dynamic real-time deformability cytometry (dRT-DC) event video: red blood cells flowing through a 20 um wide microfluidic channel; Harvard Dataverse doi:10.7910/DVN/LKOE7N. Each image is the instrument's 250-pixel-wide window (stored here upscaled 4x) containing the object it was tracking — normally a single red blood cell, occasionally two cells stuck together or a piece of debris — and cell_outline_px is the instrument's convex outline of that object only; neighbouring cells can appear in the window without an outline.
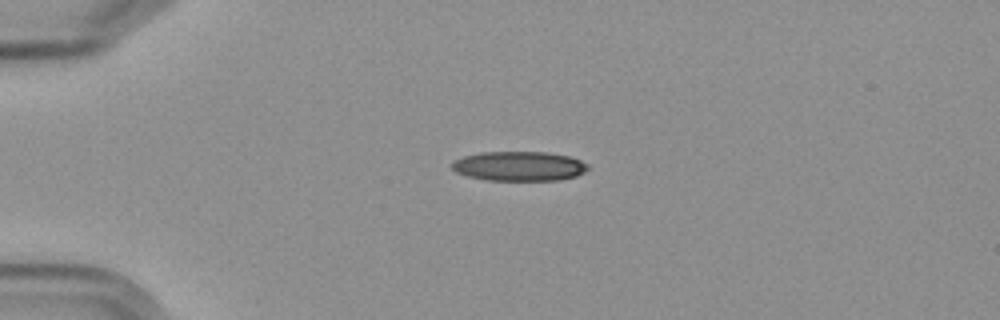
{"species": "Egyptian fruit bat (a non-hibernating species)", "species_latin": "Rousettus aegyptiacus", "temperature_condition": "cold", "stored_images_in_passage": 3, "camera_frame_rate_fps": 3000, "um_per_image_px": 0.085, "frame": {"image": 1, "passage_image": 2, "time_ms": 1.333, "image_size_px": [1000, 320], "cell_outline_px": [[588, 168], [584, 172], [576, 176], [560, 180], [488, 180], [468, 176], [456, 172], [452, 168], [452, 160], [464, 156], [480, 152], [548, 152], [572, 156], [588, 164]], "centroid_in_image_um": [44.14, 14.11], "position_along_channel_um": 40.9, "area_um2": 23.52}}